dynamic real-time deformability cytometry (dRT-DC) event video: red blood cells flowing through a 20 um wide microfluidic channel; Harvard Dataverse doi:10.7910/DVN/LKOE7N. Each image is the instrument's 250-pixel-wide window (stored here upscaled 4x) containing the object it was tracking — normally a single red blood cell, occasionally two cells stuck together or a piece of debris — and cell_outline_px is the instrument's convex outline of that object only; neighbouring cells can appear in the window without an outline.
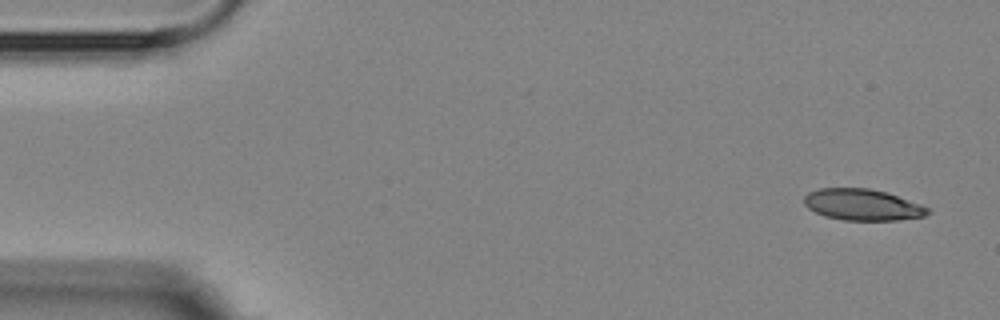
{"species": "Egyptian fruit bat (a non-hibernating species)", "species_latin": "Rousettus aegyptiacus", "temperature_condition": "room temperature", "stored_images_in_passage": 5, "camera_frame_rate_fps": 3000, "um_per_image_px": 0.085, "animal": {"sex": "female"}, "frame": {"image": 1, "passage_image": 1, "time_ms": 0.0, "image_size_px": [1000, 320], "cell_outline_px": [[932, 212], [924, 216], [896, 220], [844, 220], [824, 216], [808, 208], [804, 204], [804, 196], [808, 192], [820, 188], [868, 188], [884, 192], [920, 204], [928, 208]], "centroid_in_image_um": [73.28, 17.4], "position_along_channel_um": 11.7, "area_um2": 22.37}}